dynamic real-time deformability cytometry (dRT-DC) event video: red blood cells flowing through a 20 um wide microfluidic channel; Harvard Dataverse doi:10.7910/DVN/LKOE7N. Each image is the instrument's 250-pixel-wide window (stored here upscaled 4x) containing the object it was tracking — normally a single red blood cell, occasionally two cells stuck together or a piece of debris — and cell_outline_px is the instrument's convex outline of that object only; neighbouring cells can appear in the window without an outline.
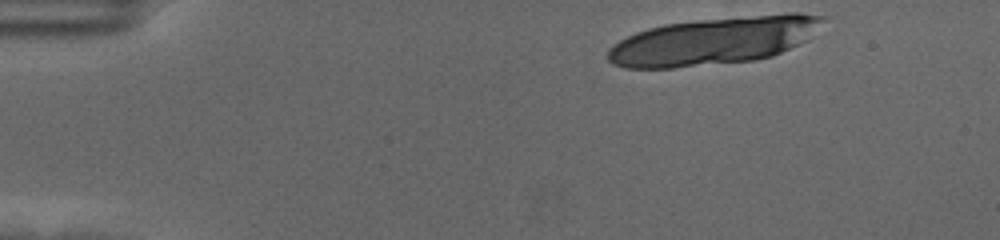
{"species": "human", "species_latin": "Homo sapiens", "temperature_condition": "cold", "stored_images_in_passage": 15, "camera_frame_rate_fps": 3000, "um_per_image_px": 0.085, "donor": {"sex": "female"}, "frame": {"image": 1, "passage_image": 1, "time_ms": 0.0, "image_size_px": [1000, 240], "cell_outline_px": [[828, 16], [808, 40], [772, 56], [756, 60], [672, 68], [628, 68], [612, 64], [608, 60], [608, 48], [620, 40], [636, 32], [648, 28], [664, 24], [696, 20], [788, 12], [800, 12]], "centroid_in_image_um": [60.72, 3.46], "position_along_channel_um": 24.3, "area_um2": 59.94}}